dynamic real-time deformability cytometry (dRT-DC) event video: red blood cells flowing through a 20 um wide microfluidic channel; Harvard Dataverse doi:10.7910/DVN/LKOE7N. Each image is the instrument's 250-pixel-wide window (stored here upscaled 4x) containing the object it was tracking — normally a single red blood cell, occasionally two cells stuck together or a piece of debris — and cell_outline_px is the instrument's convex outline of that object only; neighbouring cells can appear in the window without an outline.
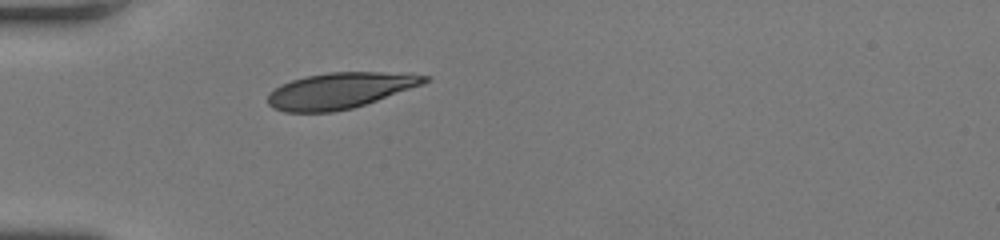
{"species": "human", "species_latin": "Homo sapiens", "temperature_condition": "room temperature", "stored_images_in_passage": 34, "camera_frame_rate_fps": 3000, "um_per_image_px": 0.085, "donor": {"sex": "female"}, "frame": {"image": 1, "passage_image": 1, "time_ms": 0.0, "image_size_px": [1000, 240], "cell_outline_px": [[432, 80], [424, 84], [352, 108], [332, 112], [284, 112], [272, 108], [268, 104], [268, 92], [280, 84], [292, 80], [308, 76], [328, 72], [412, 72], [428, 76]], "centroid_in_image_um": [28.92, 7.68], "position_along_channel_um": 56.1, "area_um2": 33.06}}
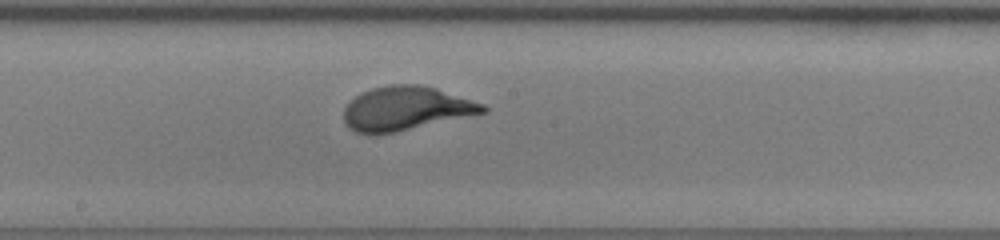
{"frame": {"image": 2, "passage_image": 13, "time_ms": 4.0, "image_size_px": [1000, 240], "cell_outline_px": [[488, 112], [396, 132], [372, 136], [368, 136], [356, 132], [348, 128], [344, 124], [344, 108], [356, 96], [372, 88], [388, 84], [416, 84], [436, 88], [484, 104], [488, 108]], "centroid_in_image_um": [34.47, 9.24], "position_along_channel_um": 213.7, "area_um2": 35.84}}
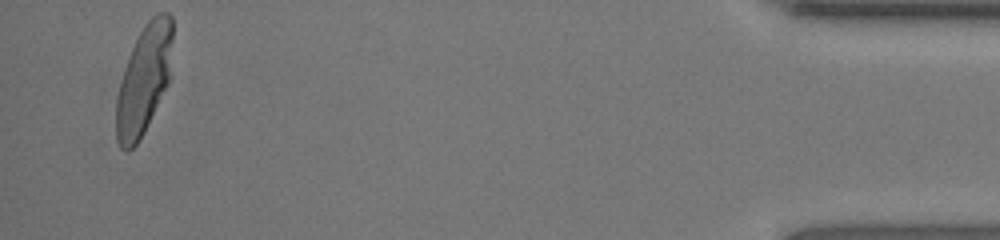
{"frame": {"image": 3, "passage_image": 33, "time_ms": 10.667, "image_size_px": [1000, 240], "cell_outline_px": [[172, 40], [168, 84], [144, 132], [136, 144], [128, 152], [124, 152], [120, 148], [116, 140], [116, 100], [120, 84], [132, 48], [144, 24], [156, 12], [168, 12], [172, 16]], "centroid_in_image_um": [12.23, 6.79], "position_along_channel_um": 423.0, "area_um2": 35.43}, "authors_computed_cell_mechanics": {"area_um2": 35.1135, "velocity_mm_per_s": 4.2769, "shape_relaxation_time_tau1_ms": 2.4771, "shape_relaxation_time_tau2_ms": null, "deformation_change_tau1": 0.1687, "deformation_change_tau2": null}}